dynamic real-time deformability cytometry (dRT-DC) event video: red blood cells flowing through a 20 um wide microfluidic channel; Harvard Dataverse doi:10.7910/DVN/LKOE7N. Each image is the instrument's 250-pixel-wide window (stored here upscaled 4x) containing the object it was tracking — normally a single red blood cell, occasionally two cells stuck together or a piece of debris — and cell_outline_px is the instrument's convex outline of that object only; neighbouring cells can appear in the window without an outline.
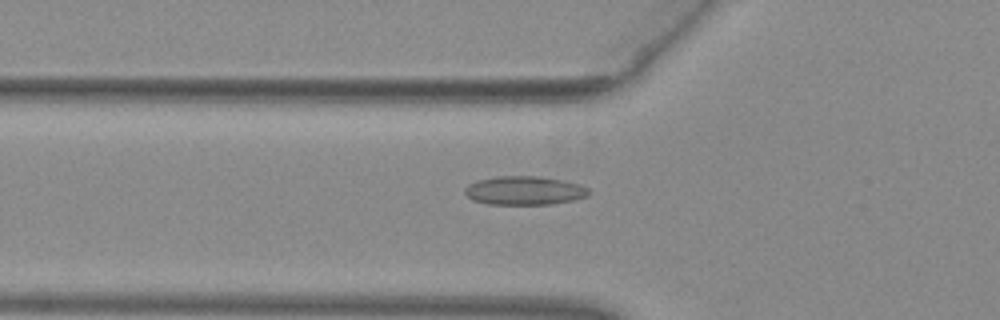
{"species": "common noctule bat (a hibernating species)", "species_latin": "Nyctalus noctula", "temperature_condition": "warm", "stored_images_in_passage": 49, "camera_frame_rate_fps": 3000, "um_per_image_px": 0.085, "animal": {"sex": "female", "body_mass_g": 29.2, "forearm_length_mm": 56.3}, "frame": {"image": 1, "passage_image": 20, "time_ms": 6.333, "image_size_px": [1000, 320], "cell_outline_px": [[592, 192], [588, 196], [576, 200], [552, 204], [488, 204], [472, 200], [464, 192], [464, 188], [468, 184], [476, 180], [496, 176], [540, 176], [564, 180], [580, 184], [588, 188]], "centroid_in_image_um": [44.6, 16.19], "position_along_channel_um": 81.2, "area_um2": 21.1}}
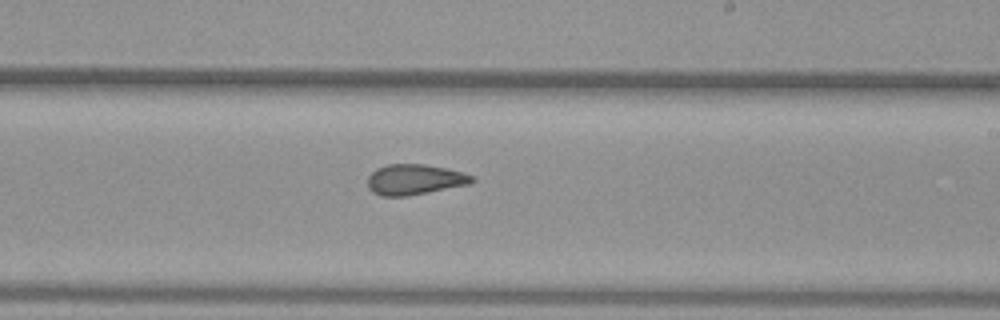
{"frame": {"image": 2, "passage_image": 33, "time_ms": 10.667, "image_size_px": [1000, 320], "cell_outline_px": [[476, 180], [468, 184], [408, 196], [380, 196], [372, 192], [368, 188], [368, 176], [376, 168], [388, 164], [424, 164], [444, 168], [460, 172], [472, 176]], "centroid_in_image_um": [35.18, 15.26], "position_along_channel_um": 253.8, "area_um2": 18.38}}
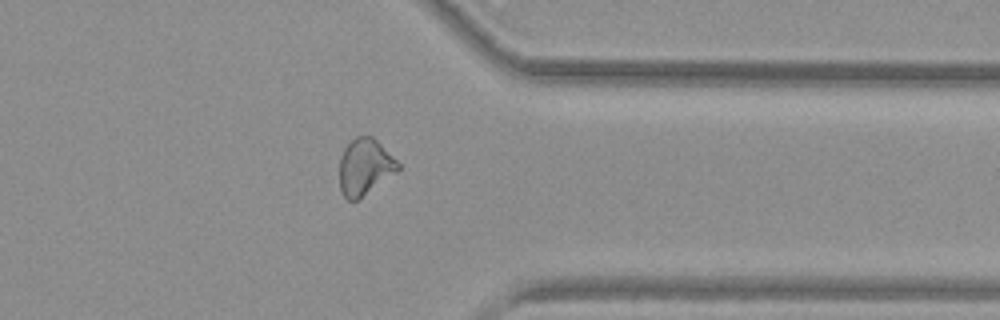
{"frame": {"image": 3, "passage_image": 43, "time_ms": 14.0, "image_size_px": [1000, 320], "cell_outline_px": [[400, 168], [396, 172], [356, 200], [348, 200], [340, 192], [340, 156], [344, 148], [356, 136], [372, 136], [400, 164]], "centroid_in_image_um": [30.98, 14.17], "position_along_channel_um": 380.4, "area_um2": 18.79}}